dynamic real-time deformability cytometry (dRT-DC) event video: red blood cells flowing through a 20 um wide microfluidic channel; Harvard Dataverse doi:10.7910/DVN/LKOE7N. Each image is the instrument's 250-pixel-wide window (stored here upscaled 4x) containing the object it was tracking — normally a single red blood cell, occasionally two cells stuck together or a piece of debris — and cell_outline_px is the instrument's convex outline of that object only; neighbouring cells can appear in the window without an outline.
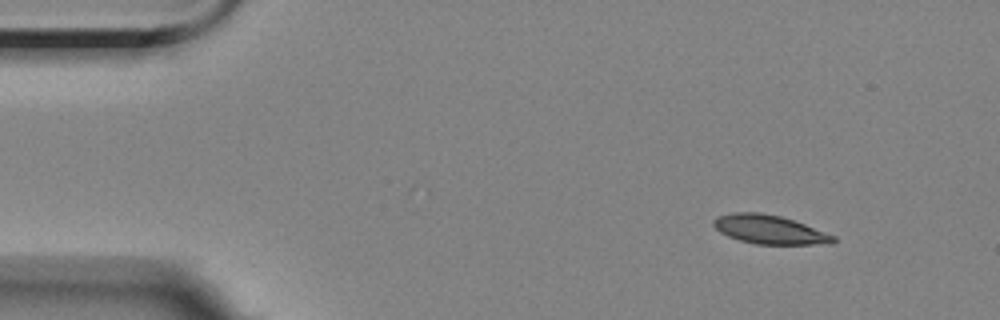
{"species": "Egyptian fruit bat (a non-hibernating species)", "species_latin": "Rousettus aegyptiacus", "temperature_condition": "room temperature", "stored_images_in_passage": 5, "camera_frame_rate_fps": 3000, "um_per_image_px": 0.085, "animal": {"sex": "female"}, "frame": {"image": 1, "passage_image": 1, "time_ms": 0.0, "image_size_px": [1000, 320], "cell_outline_px": [[836, 240], [832, 244], [756, 244], [740, 240], [728, 236], [720, 232], [712, 224], [712, 220], [720, 216], [736, 212], [760, 212], [780, 216], [804, 224], [836, 236]], "centroid_in_image_um": [65.42, 19.51], "position_along_channel_um": 19.6, "area_um2": 19.94}}